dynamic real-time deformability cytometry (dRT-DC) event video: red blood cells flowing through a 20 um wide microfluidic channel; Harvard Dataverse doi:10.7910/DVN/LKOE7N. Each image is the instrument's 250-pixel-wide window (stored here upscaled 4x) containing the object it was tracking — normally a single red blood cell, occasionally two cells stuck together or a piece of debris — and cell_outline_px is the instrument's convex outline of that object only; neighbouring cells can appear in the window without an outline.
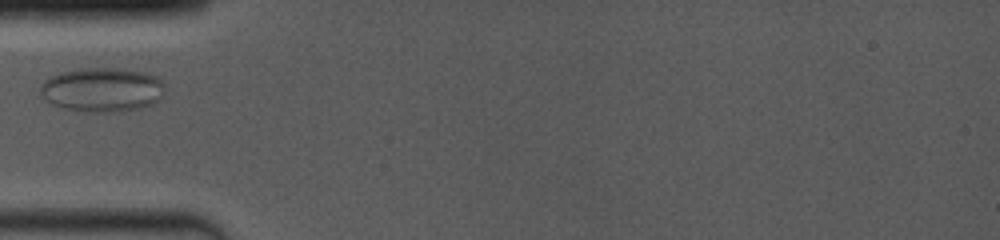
{"species": "common noctule bat (a hibernating species)", "species_latin": "Nyctalus noctula", "temperature_condition": "room temperature", "stored_images_in_passage": 30, "camera_frame_rate_fps": 4000, "um_per_image_px": 0.085, "animal": {"sex": "female", "body_mass_g": 19.0, "forearm_length_mm": 53.3}, "frame": {"image": 1, "passage_image": 5, "time_ms": 2.0, "image_size_px": [1000, 240], "cell_outline_px": [[164, 88], [160, 100], [152, 104], [140, 108], [120, 112], [84, 112], [60, 108], [44, 100], [40, 96], [40, 84], [44, 80], [60, 72], [76, 68], [124, 68], [144, 72], [156, 76], [164, 80]], "centroid_in_image_um": [8.67, 7.63], "position_along_channel_um": 76.3, "area_um2": 32.89}}
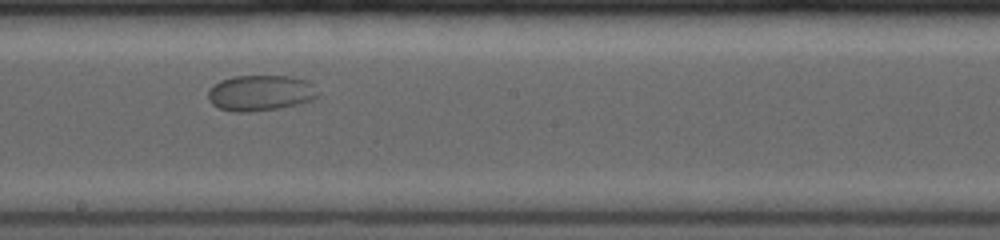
{"frame": {"image": 2, "passage_image": 14, "time_ms": 6.25, "image_size_px": [1000, 240], "cell_outline_px": [[316, 96], [312, 100], [280, 108], [248, 112], [232, 112], [220, 108], [212, 104], [208, 100], [208, 88], [212, 84], [220, 80], [232, 76], [292, 76], [308, 80], [312, 84]], "centroid_in_image_um": [22.06, 7.89], "position_along_channel_um": 226.1, "area_um2": 22.95}}
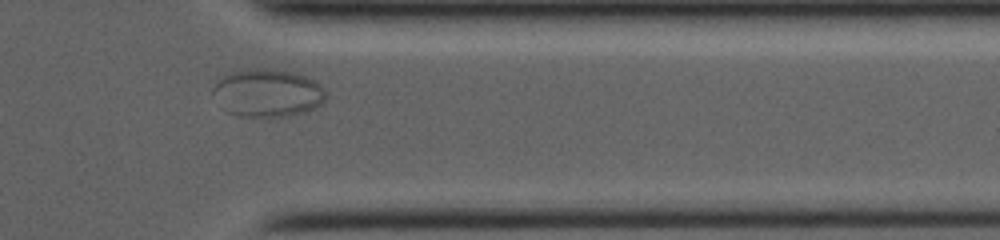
{"frame": {"image": 3, "passage_image": 27, "time_ms": 10.75, "image_size_px": [1000, 240], "cell_outline_px": [[328, 96], [316, 108], [304, 112], [288, 116], [236, 116], [224, 112], [212, 92], [212, 88], [220, 76], [232, 72], [252, 68], [268, 68], [292, 72], [316, 80], [324, 88]], "centroid_in_image_um": [22.73, 7.9], "position_along_channel_um": 388.7, "area_um2": 31.91}}